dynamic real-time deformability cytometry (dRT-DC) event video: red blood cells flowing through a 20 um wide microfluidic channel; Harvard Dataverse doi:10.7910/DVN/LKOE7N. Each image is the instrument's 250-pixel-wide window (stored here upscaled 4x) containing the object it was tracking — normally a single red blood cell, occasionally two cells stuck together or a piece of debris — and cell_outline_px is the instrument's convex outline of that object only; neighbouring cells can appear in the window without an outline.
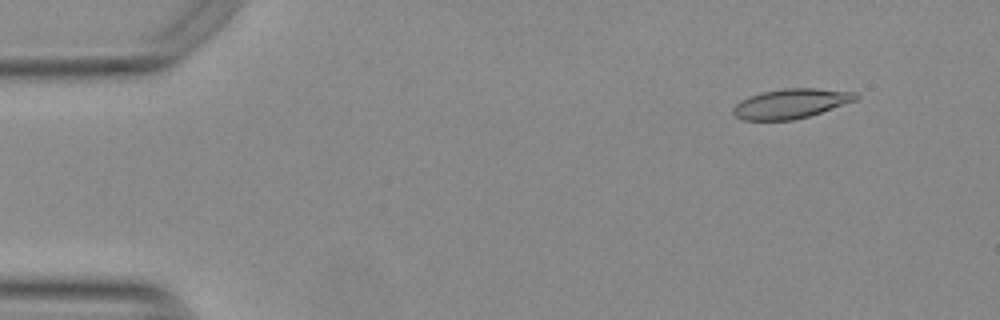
{"species": "Egyptian fruit bat (a non-hibernating species)", "species_latin": "Rousettus aegyptiacus", "temperature_condition": "warm", "stored_images_in_passage": 52, "camera_frame_rate_fps": 3000, "um_per_image_px": 0.085, "animal": {"sex": "female"}, "frame": {"image": 1, "passage_image": 3, "time_ms": 0.667, "image_size_px": [1000, 320], "cell_outline_px": [[860, 96], [856, 100], [808, 116], [792, 120], [744, 120], [736, 116], [732, 112], [732, 108], [740, 100], [748, 96], [760, 92], [784, 88], [816, 88], [856, 92]], "centroid_in_image_um": [67.2, 8.79], "position_along_channel_um": 17.8, "area_um2": 21.15}}
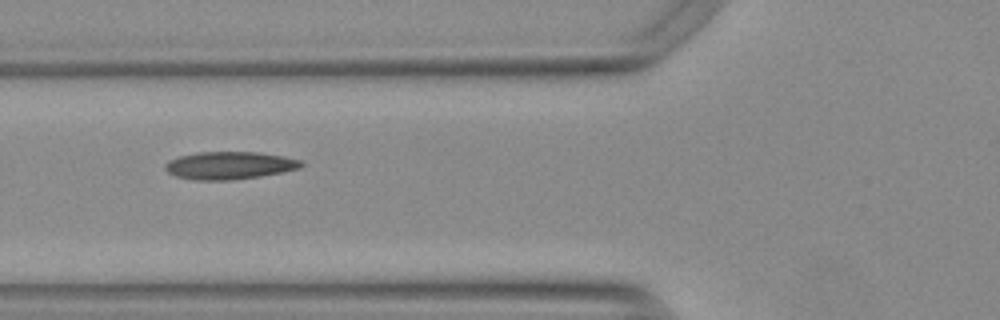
{"frame": {"image": 2, "passage_image": 18, "time_ms": 5.667, "image_size_px": [1000, 320], "cell_outline_px": [[304, 164], [300, 168], [260, 176], [232, 180], [192, 180], [176, 176], [168, 172], [164, 168], [164, 164], [168, 160], [180, 156], [196, 152], [260, 152], [284, 156], [304, 160]], "centroid_in_image_um": [19.51, 14.05], "position_along_channel_um": 106.3, "area_um2": 22.08}}
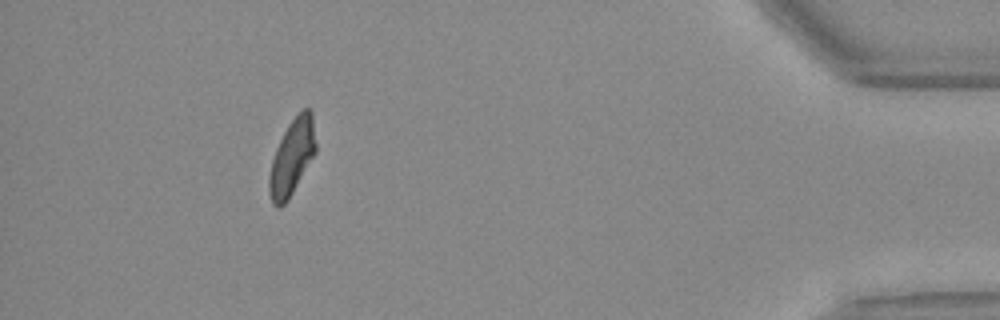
{"frame": {"image": 3, "passage_image": 47, "time_ms": 15.333, "image_size_px": [1000, 320], "cell_outline_px": [[316, 152], [288, 200], [280, 208], [276, 208], [272, 204], [268, 192], [268, 176], [272, 160], [276, 148], [288, 124], [304, 108], [308, 108], [312, 112], [316, 144]], "centroid_in_image_um": [24.8, 13.41], "position_along_channel_um": 410.4, "area_um2": 20.58}, "authors_computed_cell_mechanics": {"area_um2": 21.3282, "velocity_mm_per_s": 3.759, "shape_relaxation_time_tau1_ms": 5.9754, "shape_relaxation_time_tau2_ms": 2.4956, "deformation_change_tau1": 0.1971, "deformation_change_tau2": 0.1041}}